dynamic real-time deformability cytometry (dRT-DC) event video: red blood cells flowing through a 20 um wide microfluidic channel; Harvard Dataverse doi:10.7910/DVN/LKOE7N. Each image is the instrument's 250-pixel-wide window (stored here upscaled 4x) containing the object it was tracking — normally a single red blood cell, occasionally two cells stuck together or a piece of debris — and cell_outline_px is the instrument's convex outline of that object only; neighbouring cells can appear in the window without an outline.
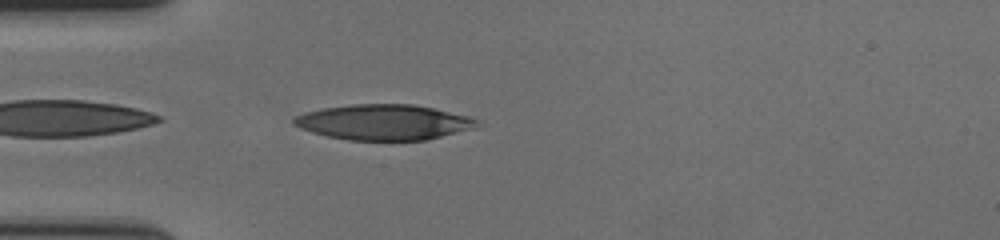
{"species": "human", "species_latin": "Homo sapiens", "temperature_condition": "cold", "stored_images_in_passage": 5, "camera_frame_rate_fps": 3000, "um_per_image_px": 0.085, "donor": {"sex": "female"}, "frame": {"image": 1, "passage_image": 2, "time_ms": 0.333, "image_size_px": [1000, 240], "cell_outline_px": [[480, 120], [476, 128], [428, 140], [348, 140], [328, 136], [312, 132], [300, 128], [292, 124], [292, 120], [296, 116], [304, 112], [324, 108], [352, 104], [412, 104], [432, 108], [468, 116]], "centroid_in_image_um": [32.63, 10.39], "position_along_channel_um": 52.4, "area_um2": 37.86}}